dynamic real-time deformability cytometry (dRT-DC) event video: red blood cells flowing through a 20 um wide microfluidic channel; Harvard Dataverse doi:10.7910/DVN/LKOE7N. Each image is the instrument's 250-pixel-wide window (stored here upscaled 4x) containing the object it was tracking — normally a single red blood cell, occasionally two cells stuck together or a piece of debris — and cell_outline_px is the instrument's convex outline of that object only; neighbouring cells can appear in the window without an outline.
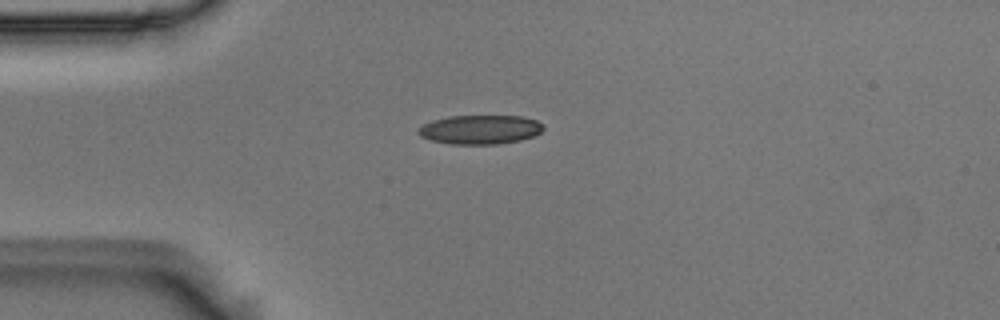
{"species": "Egyptian fruit bat (a non-hibernating species)", "species_latin": "Rousettus aegyptiacus", "temperature_condition": "room temperature", "stored_images_in_passage": 5, "camera_frame_rate_fps": 3000, "um_per_image_px": 0.085, "animal": {"sex": "male"}, "frame": {"image": 1, "passage_image": 1, "time_ms": 0.0, "image_size_px": [1000, 320], "cell_outline_px": [[544, 128], [540, 132], [532, 136], [520, 140], [496, 144], [452, 144], [432, 140], [420, 136], [416, 132], [424, 124], [432, 120], [448, 116], [524, 116], [536, 120]], "centroid_in_image_um": [40.79, 11.0], "position_along_channel_um": 44.2, "area_um2": 21.04}}
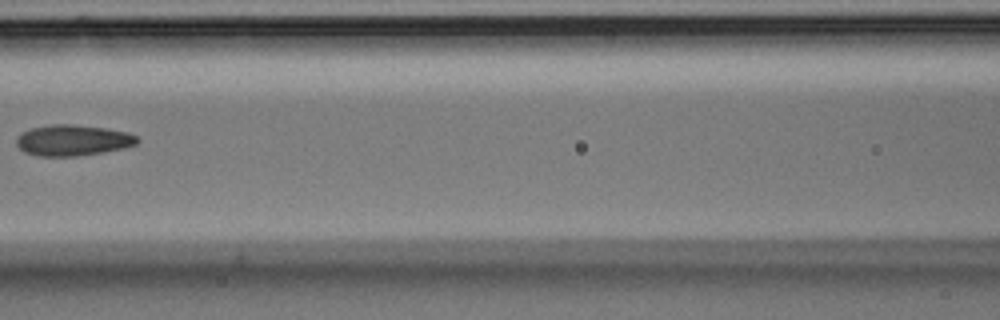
{"frame": {"image": 2, "passage_image": 4, "time_ms": 1.0, "image_size_px": [1000, 320], "cell_outline_px": [[140, 140], [136, 144], [124, 148], [76, 156], [40, 156], [24, 152], [16, 144], [16, 136], [32, 128], [52, 124], [72, 124], [108, 128], [128, 132], [136, 136]], "centroid_in_image_um": [6.2, 11.91], "position_along_channel_um": 160.4, "area_um2": 21.73}}
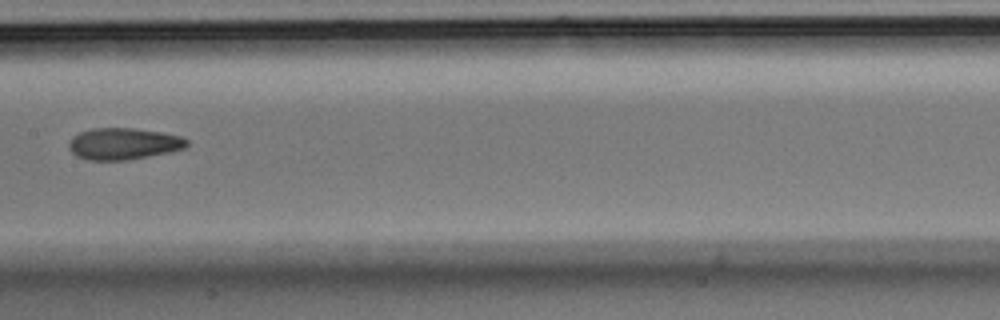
{"frame": {"image": 3, "passage_image": 5, "time_ms": 1.333, "image_size_px": [1000, 320], "cell_outline_px": [[188, 144], [184, 148], [168, 152], [128, 160], [88, 160], [76, 156], [68, 148], [68, 144], [72, 136], [80, 132], [92, 128], [132, 128], [160, 132], [180, 136], [188, 140]], "centroid_in_image_um": [10.45, 12.22], "position_along_channel_um": 196.9, "area_um2": 21.68}}